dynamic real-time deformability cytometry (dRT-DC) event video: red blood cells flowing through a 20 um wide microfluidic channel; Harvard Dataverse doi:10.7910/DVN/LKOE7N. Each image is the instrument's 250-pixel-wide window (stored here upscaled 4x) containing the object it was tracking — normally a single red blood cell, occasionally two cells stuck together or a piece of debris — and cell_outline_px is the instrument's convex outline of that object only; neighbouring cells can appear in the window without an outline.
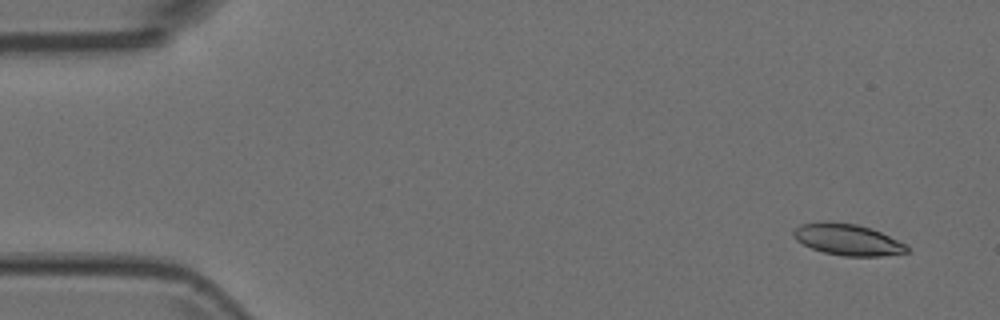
{"species": "Egyptian fruit bat (a non-hibernating species)", "species_latin": "Rousettus aegyptiacus", "temperature_condition": "room temperature", "stored_images_in_passage": 5, "camera_frame_rate_fps": 3000, "um_per_image_px": 0.085, "animal": {"sex": "female"}, "frame": {"image": 1, "passage_image": 1, "time_ms": 0.0, "image_size_px": [1000, 320], "cell_outline_px": [[908, 252], [880, 256], [844, 256], [824, 252], [812, 248], [796, 240], [792, 236], [792, 232], [800, 224], [824, 220], [856, 224], [880, 232], [904, 244], [908, 248]], "centroid_in_image_um": [71.98, 20.35], "position_along_channel_um": 13.0, "area_um2": 20.52}}
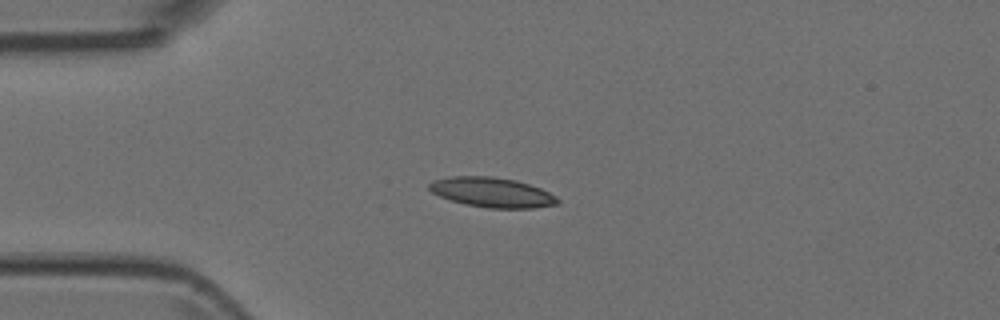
{"frame": {"image": 2, "passage_image": 4, "time_ms": 1.0, "image_size_px": [1000, 320], "cell_outline_px": [[560, 204], [532, 208], [488, 208], [464, 204], [440, 196], [432, 192], [428, 188], [428, 184], [432, 180], [448, 176], [492, 176], [516, 180], [540, 188], [556, 196], [560, 200]], "centroid_in_image_um": [41.81, 16.34], "position_along_channel_um": 43.2, "area_um2": 22.43}}